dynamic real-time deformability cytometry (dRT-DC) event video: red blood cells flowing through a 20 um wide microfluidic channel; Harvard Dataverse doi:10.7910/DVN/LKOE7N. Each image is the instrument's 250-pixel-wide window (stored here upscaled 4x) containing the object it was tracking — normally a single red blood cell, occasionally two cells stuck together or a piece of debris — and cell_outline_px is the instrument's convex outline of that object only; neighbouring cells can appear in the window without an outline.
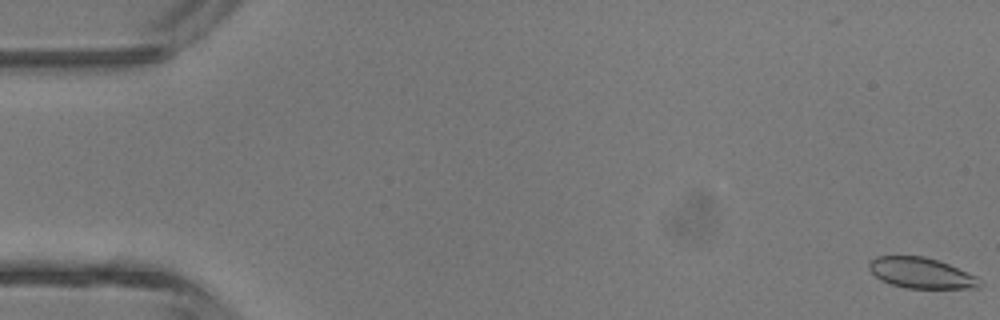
{"species": "common noctule bat (a hibernating species)", "species_latin": "Nyctalus noctula", "temperature_condition": "room temperature", "stored_images_in_passage": 4, "camera_frame_rate_fps": 3000, "um_per_image_px": 0.085, "animal": {"sex": "male", "body_mass_g": 13.3}, "frame": {"image": 1, "passage_image": 1, "time_ms": 0.0, "image_size_px": [1000, 320], "cell_outline_px": [[984, 284], [980, 288], [904, 288], [880, 280], [868, 268], [868, 260], [876, 256], [924, 256], [948, 264], [976, 276]], "centroid_in_image_um": [78.29, 23.21], "position_along_channel_um": 6.7, "area_um2": 19.83}}
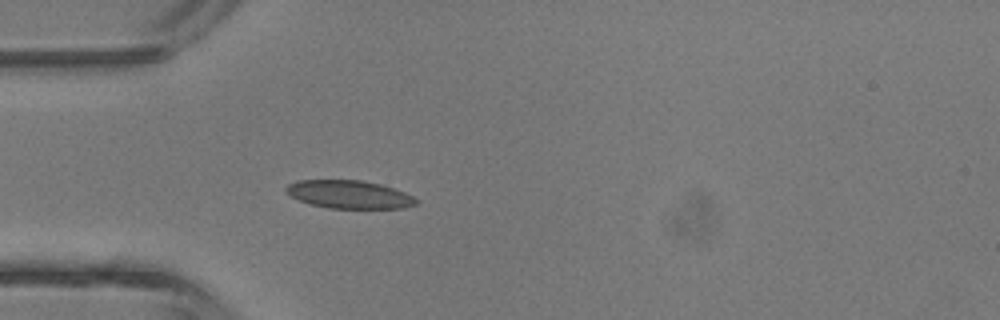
{"frame": {"image": 2, "passage_image": 4, "time_ms": 4.333, "image_size_px": [1000, 320], "cell_outline_px": [[420, 200], [416, 204], [404, 208], [328, 208], [312, 204], [300, 200], [284, 192], [284, 188], [288, 184], [296, 180], [364, 180], [380, 184], [404, 192]], "centroid_in_image_um": [29.67, 16.52], "position_along_channel_um": 55.3, "area_um2": 21.27}}